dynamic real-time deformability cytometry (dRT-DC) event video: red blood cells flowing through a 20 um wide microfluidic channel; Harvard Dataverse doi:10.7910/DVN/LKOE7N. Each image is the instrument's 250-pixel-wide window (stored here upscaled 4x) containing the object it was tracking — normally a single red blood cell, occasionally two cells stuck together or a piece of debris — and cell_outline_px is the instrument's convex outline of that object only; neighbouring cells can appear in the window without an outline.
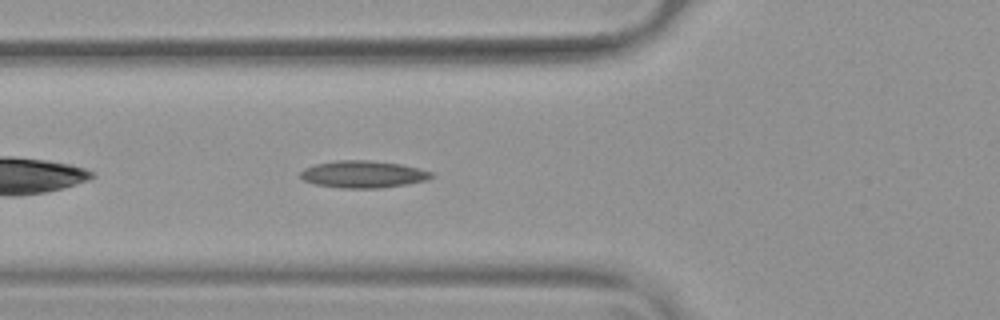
{"species": "common noctule bat (a hibernating species)", "species_latin": "Nyctalus noctula", "temperature_condition": "warm", "stored_images_in_passage": 29, "camera_frame_rate_fps": 3000, "um_per_image_px": 0.085, "animal": {"sex": "female", "body_mass_g": 19.9}, "frame": {"image": 1, "passage_image": 5, "time_ms": 1.333, "image_size_px": [1000, 320], "cell_outline_px": [[436, 176], [428, 180], [408, 184], [380, 188], [340, 188], [316, 184], [304, 180], [300, 176], [300, 172], [304, 168], [316, 164], [336, 160], [372, 160], [400, 164], [432, 172]], "centroid_in_image_um": [30.89, 14.81], "position_along_channel_um": 94.9, "area_um2": 20.75}}
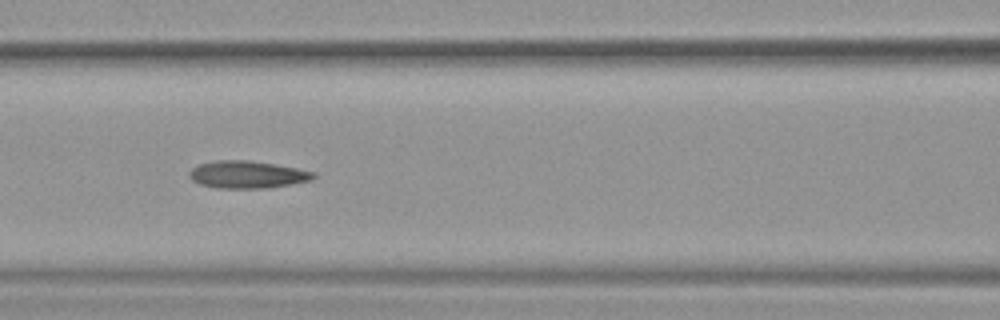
{"frame": {"image": 2, "passage_image": 9, "time_ms": 2.667, "image_size_px": [1000, 320], "cell_outline_px": [[316, 176], [312, 180], [264, 188], [216, 188], [200, 184], [192, 180], [188, 176], [188, 172], [192, 168], [200, 164], [216, 160], [248, 160], [276, 164], [316, 172]], "centroid_in_image_um": [21.0, 14.83], "position_along_channel_um": 145.6, "area_um2": 19.77}, "authors_computed_cell_mechanics": {"area_um2": 19.7676, "velocity_mm_per_s": 3.7695, "shape_relaxation_time_tau1_ms": null, "shape_relaxation_time_tau2_ms": 2.4081, "deformation_change_tau1": null, "deformation_change_tau2": 0.1128}}